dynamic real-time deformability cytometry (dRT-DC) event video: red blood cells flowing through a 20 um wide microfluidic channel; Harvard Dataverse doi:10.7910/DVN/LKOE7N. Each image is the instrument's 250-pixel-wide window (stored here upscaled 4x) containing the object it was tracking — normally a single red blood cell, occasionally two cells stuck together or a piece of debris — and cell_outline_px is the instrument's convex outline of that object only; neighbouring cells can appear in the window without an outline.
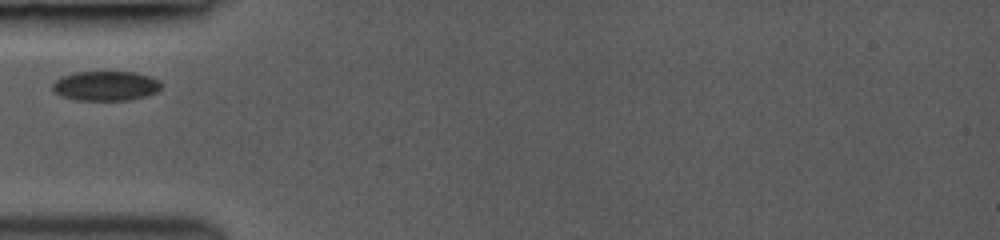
{"species": "common noctule bat (a hibernating species)", "species_latin": "Nyctalus noctula", "temperature_condition": "room temperature", "stored_images_in_passage": 4, "camera_frame_rate_fps": 3000, "um_per_image_px": 0.085, "animal": {"sex": "female", "body_mass_g": 19.0, "forearm_length_mm": 53.3}, "frame": {"image": 1, "passage_image": 1, "time_ms": 0.0, "image_size_px": [1000, 240], "cell_outline_px": [[160, 88], [156, 92], [144, 96], [128, 100], [76, 100], [60, 96], [52, 88], [52, 84], [56, 80], [64, 76], [76, 72], [136, 72], [160, 80]], "centroid_in_image_um": [8.98, 7.3], "position_along_channel_um": 76.0, "area_um2": 18.61}}